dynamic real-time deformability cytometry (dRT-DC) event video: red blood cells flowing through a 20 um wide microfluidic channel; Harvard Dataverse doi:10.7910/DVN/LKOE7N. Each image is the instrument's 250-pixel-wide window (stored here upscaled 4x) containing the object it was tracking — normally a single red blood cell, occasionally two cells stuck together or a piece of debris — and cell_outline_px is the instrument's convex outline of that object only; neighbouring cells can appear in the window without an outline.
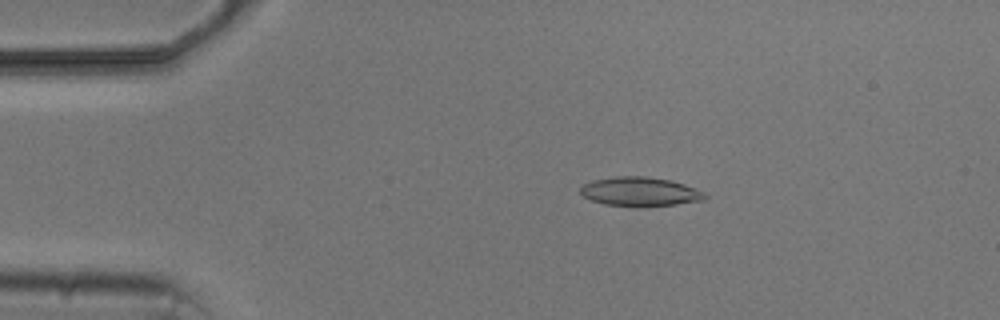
{"species": "common noctule bat (a hibernating species)", "species_latin": "Nyctalus noctula", "temperature_condition": "cold", "stored_images_in_passage": 7, "camera_frame_rate_fps": 3000, "um_per_image_px": 0.085, "animal": {"sex": "male", "body_mass_g": 20.5, "forearm_length_mm": 52.5}, "frame": {"image": 1, "passage_image": 3, "time_ms": 2.333, "image_size_px": [1000, 320], "cell_outline_px": [[708, 196], [704, 200], [676, 204], [644, 208], [604, 204], [592, 200], [584, 196], [580, 192], [580, 188], [584, 184], [592, 180], [616, 176], [644, 176], [672, 180], [684, 184], [704, 192]], "centroid_in_image_um": [54.41, 16.3], "position_along_channel_um": 30.6, "area_um2": 21.39}}
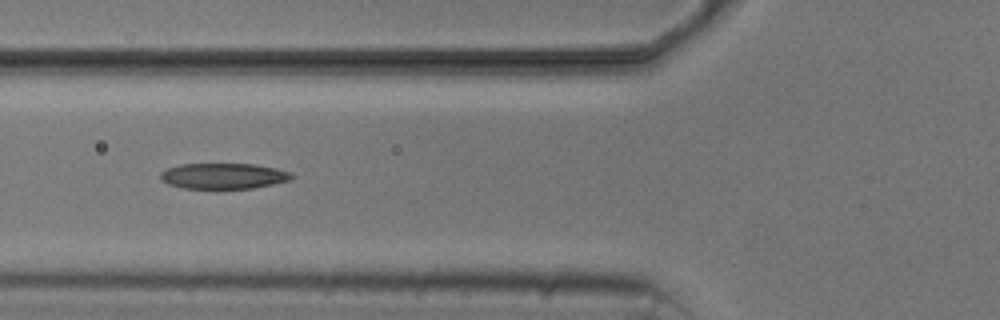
{"frame": {"image": 2, "passage_image": 6, "time_ms": 5.667, "image_size_px": [1000, 320], "cell_outline_px": [[296, 176], [292, 180], [252, 188], [216, 192], [184, 188], [168, 184], [160, 180], [160, 172], [168, 168], [180, 164], [256, 164], [276, 168], [292, 172]], "centroid_in_image_um": [19.0, 15.0], "position_along_channel_um": 106.8, "area_um2": 20.75}}
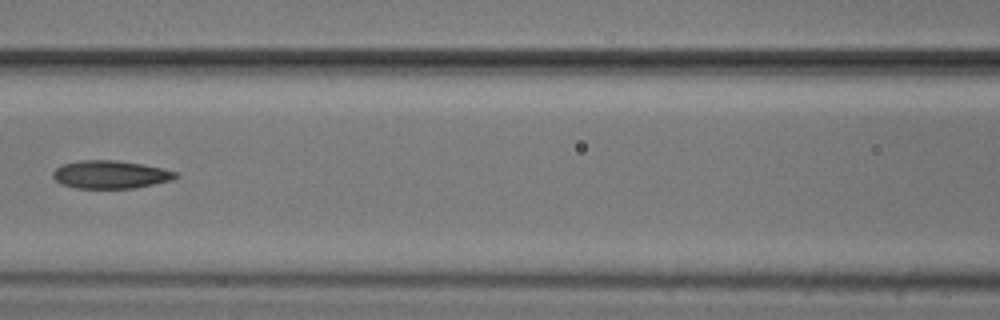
{"frame": {"image": 3, "passage_image": 7, "time_ms": 7.0, "image_size_px": [1000, 320], "cell_outline_px": [[180, 176], [172, 180], [136, 188], [76, 188], [60, 184], [52, 176], [52, 172], [56, 168], [64, 164], [80, 160], [116, 160], [164, 168], [176, 172]], "centroid_in_image_um": [9.4, 14.84], "position_along_channel_um": 157.2, "area_um2": 20.06}}